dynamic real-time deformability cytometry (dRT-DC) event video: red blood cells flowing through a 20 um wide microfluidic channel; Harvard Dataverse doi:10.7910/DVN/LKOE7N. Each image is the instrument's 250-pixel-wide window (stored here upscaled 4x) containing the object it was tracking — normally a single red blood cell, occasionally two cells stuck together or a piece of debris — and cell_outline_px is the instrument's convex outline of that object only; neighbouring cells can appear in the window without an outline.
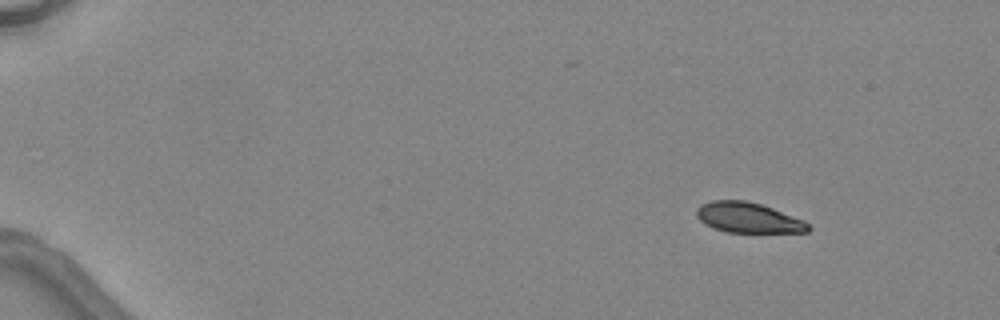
{"species": "common noctule bat (a hibernating species)", "species_latin": "Nyctalus noctula", "temperature_condition": "warm", "stored_images_in_passage": 6, "camera_frame_rate_fps": 3000, "um_per_image_px": 0.085, "animal": {"sex": "female", "body_mass_g": 24.6, "forearm_length_mm": 56.2}, "frame": {"image": 1, "passage_image": 2, "time_ms": 1.333, "image_size_px": [1000, 320], "cell_outline_px": [[812, 228], [808, 232], [728, 232], [712, 228], [704, 224], [696, 216], [696, 208], [700, 204], [712, 200], [744, 200], [760, 204], [772, 208], [804, 220]], "centroid_in_image_um": [63.57, 18.5], "position_along_channel_um": 21.4, "area_um2": 19.77}}
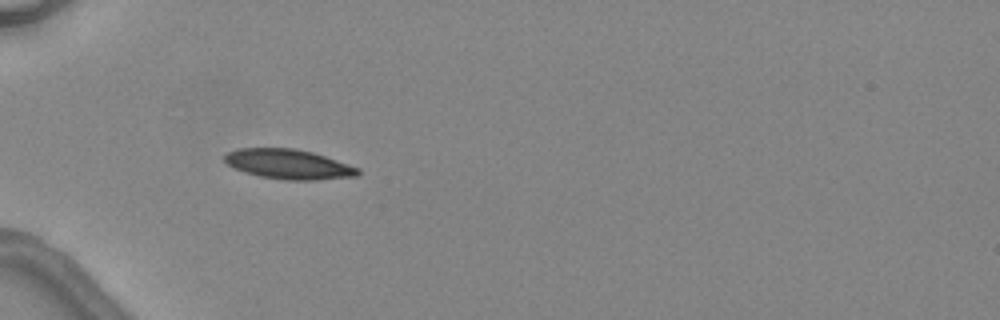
{"frame": {"image": 2, "passage_image": 4, "time_ms": 5.0, "image_size_px": [1000, 320], "cell_outline_px": [[360, 172], [356, 176], [316, 180], [284, 180], [260, 176], [244, 172], [232, 168], [224, 160], [224, 156], [228, 152], [236, 148], [292, 148], [312, 152], [360, 168]], "centroid_in_image_um": [24.5, 13.96], "position_along_channel_um": 60.5, "area_um2": 23.12}}